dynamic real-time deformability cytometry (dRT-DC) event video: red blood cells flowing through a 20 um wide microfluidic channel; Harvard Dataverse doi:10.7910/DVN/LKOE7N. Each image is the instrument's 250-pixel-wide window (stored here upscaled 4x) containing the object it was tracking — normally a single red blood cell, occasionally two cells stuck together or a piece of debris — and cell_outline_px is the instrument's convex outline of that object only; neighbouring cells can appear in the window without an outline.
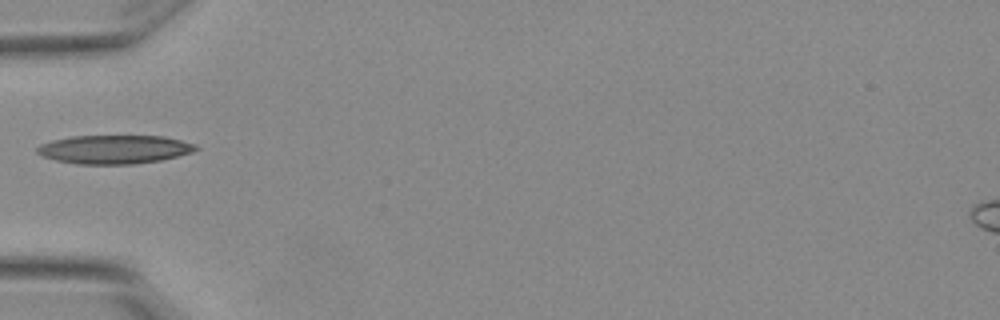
{"species": "Egyptian fruit bat (a non-hibernating species)", "species_latin": "Rousettus aegyptiacus", "temperature_condition": "warm", "stored_images_in_passage": 1, "camera_frame_rate_fps": 3000, "um_per_image_px": 0.085, "animal": {"sex": "female"}, "frame": {"image": 1, "passage_image": 1, "time_ms": 0.0, "image_size_px": [1000, 320], "cell_outline_px": [[200, 148], [192, 152], [160, 160], [132, 164], [76, 164], [56, 160], [40, 156], [36, 152], [36, 148], [40, 144], [52, 140], [72, 136], [164, 136], [196, 144]], "centroid_in_image_um": [9.68, 12.69], "position_along_channel_um": 75.3, "area_um2": 26.53}}